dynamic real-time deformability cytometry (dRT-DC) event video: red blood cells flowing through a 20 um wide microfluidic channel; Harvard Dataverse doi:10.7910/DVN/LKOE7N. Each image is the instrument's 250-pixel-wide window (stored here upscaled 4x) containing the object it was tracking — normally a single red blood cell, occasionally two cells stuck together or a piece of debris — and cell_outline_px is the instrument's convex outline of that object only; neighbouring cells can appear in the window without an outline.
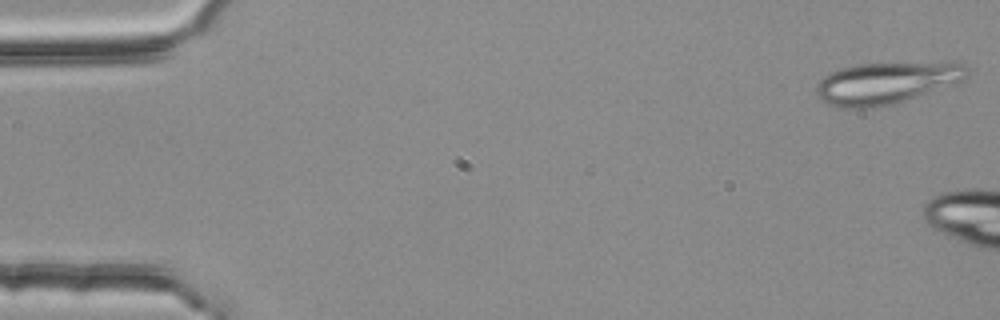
{"species": "common noctule bat (a hibernating species)", "species_latin": "Nyctalus noctula", "temperature_condition": "room temperature", "stored_images_in_passage": 9, "camera_frame_rate_fps": 3000, "um_per_image_px": 0.085, "animal": {"sex": "female", "body_mass_g": 25.1}, "frame": {"image": 1, "passage_image": 1, "time_ms": 0.0, "image_size_px": [1000, 320], "cell_outline_px": [[968, 76], [964, 80], [892, 104], [868, 108], [840, 108], [828, 104], [820, 100], [816, 96], [816, 84], [824, 76], [832, 72], [856, 64], [964, 64], [968, 68]], "centroid_in_image_um": [75.24, 7.08], "position_along_channel_um": 9.8, "area_um2": 35.72}}